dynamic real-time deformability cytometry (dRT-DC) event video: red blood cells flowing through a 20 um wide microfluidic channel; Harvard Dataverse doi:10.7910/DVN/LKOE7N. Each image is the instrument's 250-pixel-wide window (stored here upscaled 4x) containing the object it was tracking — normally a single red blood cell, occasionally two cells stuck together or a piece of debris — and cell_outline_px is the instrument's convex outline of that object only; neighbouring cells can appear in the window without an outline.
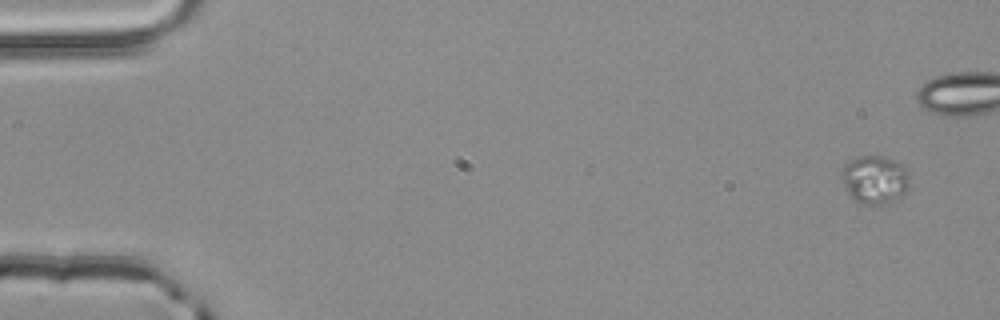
{"species": "common noctule bat (a hibernating species)", "species_latin": "Nyctalus noctula", "temperature_condition": "room temperature", "stored_images_in_passage": 5, "camera_frame_rate_fps": 3000, "um_per_image_px": 0.085, "animal": {"sex": "male", "body_mass_g": 20.4}, "frame": {"image": 1, "passage_image": 1, "time_ms": 0.0, "image_size_px": [1000, 320], "cell_outline_px": [[908, 184], [904, 196], [900, 200], [880, 204], [868, 204], [856, 200], [852, 196], [844, 184], [840, 176], [840, 172], [844, 164], [848, 160], [856, 156], [880, 156], [892, 160], [900, 164], [908, 172]], "centroid_in_image_um": [74.35, 15.25], "position_along_channel_um": 10.6, "area_um2": 19.02}}